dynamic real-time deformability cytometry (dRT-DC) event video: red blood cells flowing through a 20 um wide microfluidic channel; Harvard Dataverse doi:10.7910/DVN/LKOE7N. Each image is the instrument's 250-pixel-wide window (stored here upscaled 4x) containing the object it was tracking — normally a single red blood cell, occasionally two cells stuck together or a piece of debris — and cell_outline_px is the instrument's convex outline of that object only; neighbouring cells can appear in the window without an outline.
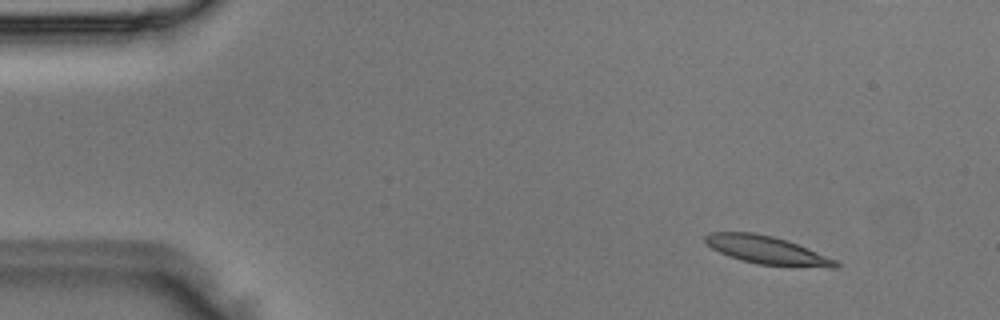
{"species": "Egyptian fruit bat (a non-hibernating species)", "species_latin": "Rousettus aegyptiacus", "temperature_condition": "room temperature", "stored_images_in_passage": 5, "camera_frame_rate_fps": 3000, "um_per_image_px": 0.085, "animal": {"sex": "male"}, "frame": {"image": 1, "passage_image": 2, "time_ms": 0.333, "image_size_px": [1000, 320], "cell_outline_px": [[840, 264], [836, 268], [828, 268], [756, 264], [740, 260], [728, 256], [712, 248], [704, 240], [704, 236], [708, 232], [752, 232], [772, 236], [788, 240], [808, 248], [836, 260]], "centroid_in_image_um": [65.19, 21.26], "position_along_channel_um": 19.8, "area_um2": 21.39}}